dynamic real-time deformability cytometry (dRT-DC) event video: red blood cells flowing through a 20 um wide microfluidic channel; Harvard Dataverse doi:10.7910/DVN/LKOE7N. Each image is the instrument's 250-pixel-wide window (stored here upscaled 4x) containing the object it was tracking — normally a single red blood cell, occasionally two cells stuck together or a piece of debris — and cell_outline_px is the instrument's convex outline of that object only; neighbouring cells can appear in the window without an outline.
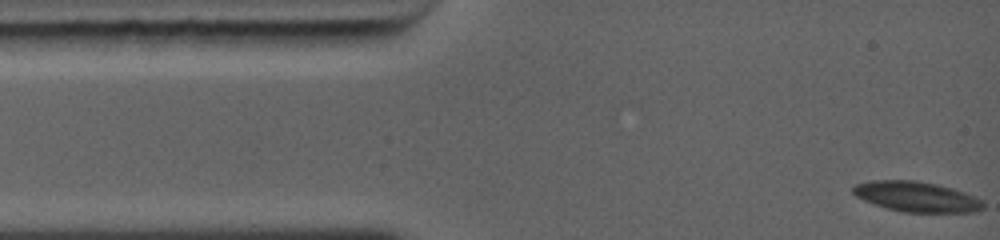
{"species": "common noctule bat (a hibernating species)", "species_latin": "Nyctalus noctula", "temperature_condition": "warm", "stored_images_in_passage": 21, "camera_frame_rate_fps": 5000, "um_per_image_px": 0.085, "animal": {"sex": "female", "body_mass_g": 19.0, "forearm_length_mm": 56.7}, "frame": {"image": 1, "passage_image": 1, "time_ms": 0.0, "image_size_px": [1000, 240], "cell_outline_px": [[984, 208], [972, 212], [904, 212], [888, 208], [864, 200], [856, 196], [852, 192], [852, 188], [856, 184], [872, 180], [916, 180], [936, 184], [952, 188], [964, 192], [984, 200]], "centroid_in_image_um": [77.93, 16.71], "position_along_channel_um": 7.1, "area_um2": 22.83}}
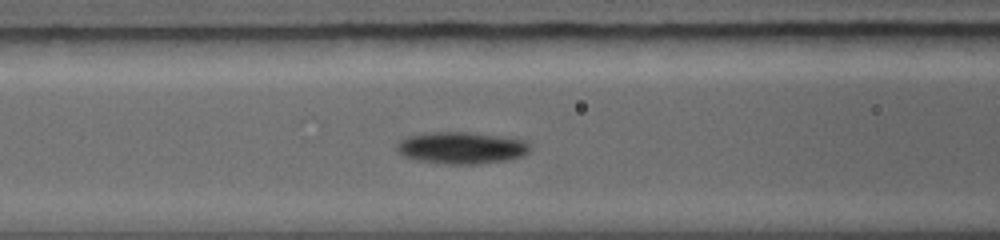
{"frame": {"image": 2, "passage_image": 15, "time_ms": 4.4, "image_size_px": [1000, 240], "cell_outline_px": [[532, 148], [524, 156], [508, 160], [476, 164], [444, 164], [416, 160], [400, 156], [396, 152], [396, 144], [400, 140], [408, 136], [424, 132], [464, 132], [500, 136], [524, 140]], "centroid_in_image_um": [39.17, 12.57], "position_along_channel_um": 127.4, "area_um2": 25.09}}
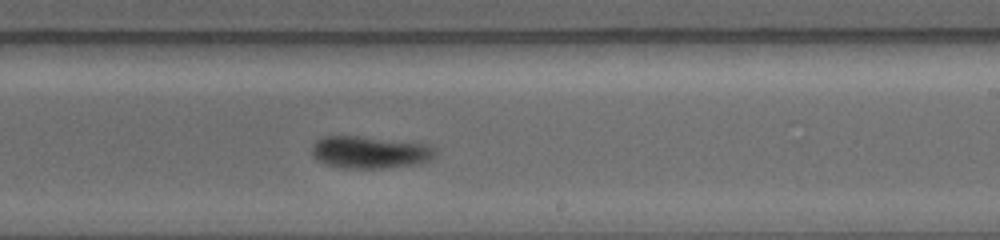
{"frame": {"image": 3, "passage_image": 21, "time_ms": 7.4, "image_size_px": [1000, 240], "cell_outline_px": [[436, 152], [432, 160], [420, 164], [384, 168], [344, 168], [324, 164], [316, 160], [312, 152], [312, 144], [316, 140], [324, 136], [356, 136], [428, 144], [436, 148]], "centroid_in_image_um": [31.45, 12.95], "position_along_channel_um": 257.5, "area_um2": 23.35}}